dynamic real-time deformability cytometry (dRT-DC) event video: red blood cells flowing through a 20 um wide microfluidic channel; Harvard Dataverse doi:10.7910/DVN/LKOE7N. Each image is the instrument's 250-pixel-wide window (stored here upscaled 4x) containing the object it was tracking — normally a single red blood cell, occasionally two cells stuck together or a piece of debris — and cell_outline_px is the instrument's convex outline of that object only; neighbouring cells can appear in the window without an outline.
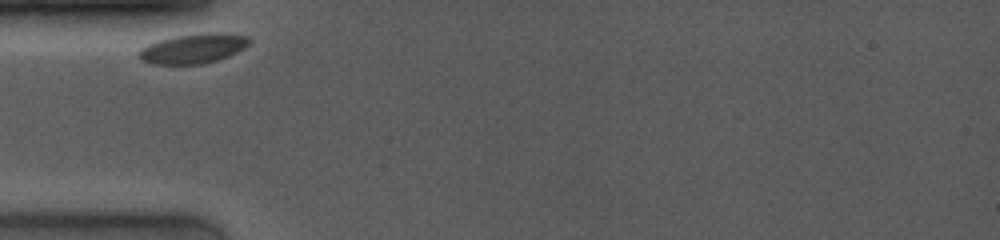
{"species": "common noctule bat (a hibernating species)", "species_latin": "Nyctalus noctula", "temperature_condition": "room temperature", "stored_images_in_passage": 4, "camera_frame_rate_fps": 4000, "um_per_image_px": 0.085, "animal": {"sex": "female", "body_mass_g": 19.0, "forearm_length_mm": 53.3}, "frame": {"image": 1, "passage_image": 1, "time_ms": 0.0, "image_size_px": [1000, 240], "cell_outline_px": [[252, 40], [244, 48], [228, 56], [204, 64], [152, 64], [140, 60], [136, 56], [136, 52], [140, 48], [148, 44], [172, 36], [204, 32], [228, 32], [248, 36]], "centroid_in_image_um": [16.4, 4.11], "position_along_channel_um": 68.6, "area_um2": 19.59}}
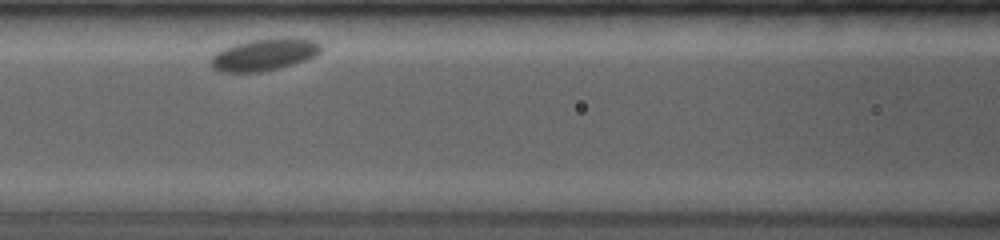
{"frame": {"image": 2, "passage_image": 3, "time_ms": 2.25, "image_size_px": [1000, 240], "cell_outline_px": [[320, 52], [316, 56], [280, 68], [260, 72], [220, 72], [212, 68], [212, 56], [216, 52], [224, 48], [248, 40], [288, 36], [316, 40], [320, 44]], "centroid_in_image_um": [22.49, 4.62], "position_along_channel_um": 144.1, "area_um2": 20.69}}